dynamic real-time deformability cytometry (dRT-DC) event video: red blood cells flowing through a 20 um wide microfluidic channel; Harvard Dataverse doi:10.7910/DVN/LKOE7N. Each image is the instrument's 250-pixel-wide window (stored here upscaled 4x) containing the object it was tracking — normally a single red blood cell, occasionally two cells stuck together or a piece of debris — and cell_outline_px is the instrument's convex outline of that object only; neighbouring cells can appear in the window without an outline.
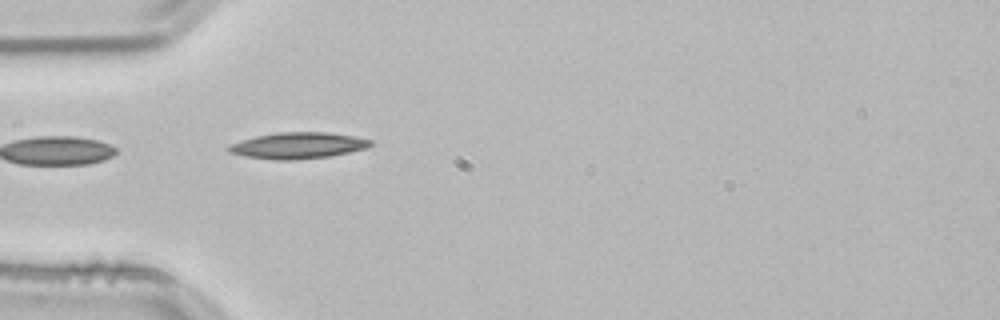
{"species": "common noctule bat (a hibernating species)", "species_latin": "Nyctalus noctula", "temperature_condition": "room temperature", "stored_images_in_passage": 3, "camera_frame_rate_fps": 3000, "um_per_image_px": 0.085, "animal": {"sex": "male", "body_mass_g": 21.5, "forearm_length_mm": 52.0}, "frame": {"image": 1, "passage_image": 1, "time_ms": 0.0, "image_size_px": [1000, 320], "cell_outline_px": [[372, 144], [364, 148], [348, 152], [328, 156], [296, 160], [272, 160], [244, 156], [228, 152], [224, 148], [232, 144], [256, 136], [280, 132], [328, 132], [352, 136], [372, 140]], "centroid_in_image_um": [25.28, 12.37], "position_along_channel_um": 59.7, "area_um2": 21.5}}